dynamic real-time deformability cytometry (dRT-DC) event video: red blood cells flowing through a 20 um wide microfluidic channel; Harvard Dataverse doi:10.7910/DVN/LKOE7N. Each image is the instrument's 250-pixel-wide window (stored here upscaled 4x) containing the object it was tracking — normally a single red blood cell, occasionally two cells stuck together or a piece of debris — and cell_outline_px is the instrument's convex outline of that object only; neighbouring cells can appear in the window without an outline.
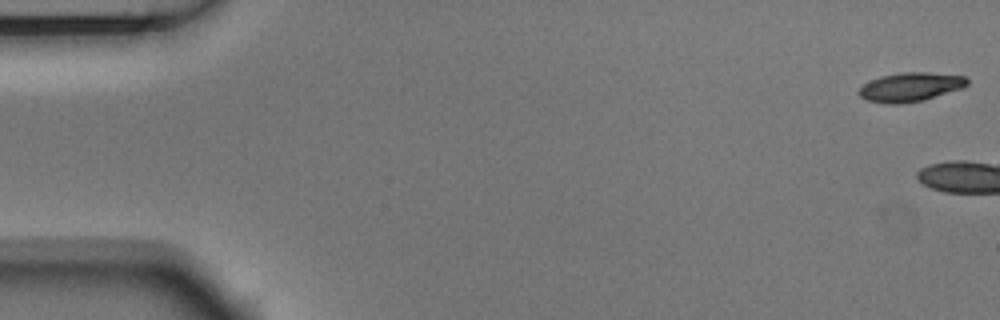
{"species": "Egyptian fruit bat (a non-hibernating species)", "species_latin": "Rousettus aegyptiacus", "temperature_condition": "room temperature", "stored_images_in_passage": 9, "camera_frame_rate_fps": 3000, "um_per_image_px": 0.085, "animal": {"sex": "male"}, "frame": {"image": 1, "passage_image": 1, "time_ms": 0.0, "image_size_px": [1000, 320], "cell_outline_px": [[968, 84], [960, 88], [924, 100], [900, 104], [888, 104], [868, 100], [860, 96], [860, 88], [864, 84], [880, 76], [900, 72], [928, 72], [964, 76], [968, 80]], "centroid_in_image_um": [77.38, 7.39], "position_along_channel_um": 7.6, "area_um2": 18.03}}